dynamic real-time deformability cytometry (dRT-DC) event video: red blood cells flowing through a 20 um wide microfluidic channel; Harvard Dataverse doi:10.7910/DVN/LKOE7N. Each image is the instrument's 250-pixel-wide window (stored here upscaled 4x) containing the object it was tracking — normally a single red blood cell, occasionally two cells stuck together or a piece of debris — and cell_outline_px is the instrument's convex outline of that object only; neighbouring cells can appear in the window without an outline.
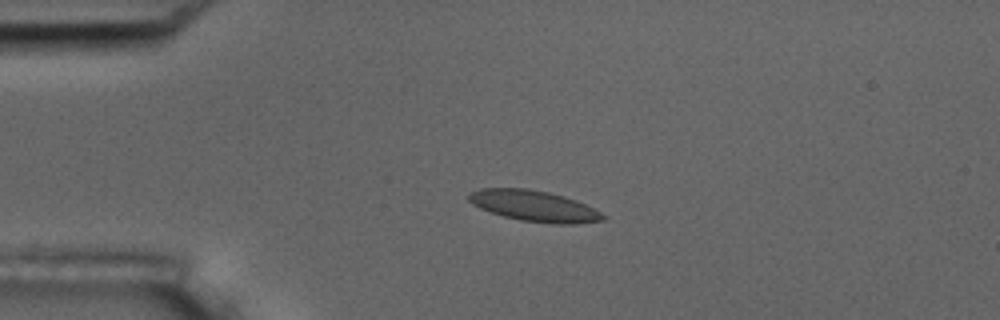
{"species": "common noctule bat (a hibernating species)", "species_latin": "Nyctalus noctula", "temperature_condition": "room temperature", "stored_images_in_passage": 2, "camera_frame_rate_fps": 3000, "um_per_image_px": 0.085, "animal": {"sex": "male", "body_mass_g": 17.5, "forearm_length_mm": 52.3}, "frame": {"image": 1, "passage_image": 2, "time_ms": 1.333, "image_size_px": [1000, 320], "cell_outline_px": [[608, 216], [604, 220], [576, 224], [556, 224], [520, 220], [504, 216], [480, 208], [472, 204], [468, 200], [468, 196], [472, 192], [480, 188], [528, 188], [548, 192], [564, 196], [576, 200]], "centroid_in_image_um": [45.42, 17.51], "position_along_channel_um": 39.6, "area_um2": 24.1}}